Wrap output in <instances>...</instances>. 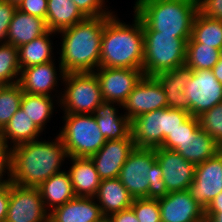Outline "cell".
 <instances>
[{"instance_id":"obj_1","label":"cell","mask_w":222,"mask_h":222,"mask_svg":"<svg viewBox=\"0 0 222 222\" xmlns=\"http://www.w3.org/2000/svg\"><path fill=\"white\" fill-rule=\"evenodd\" d=\"M34 140L12 148V182L25 187H39L61 169L68 154L59 135L55 139ZM51 141V142H50Z\"/></svg>"},{"instance_id":"obj_2","label":"cell","mask_w":222,"mask_h":222,"mask_svg":"<svg viewBox=\"0 0 222 222\" xmlns=\"http://www.w3.org/2000/svg\"><path fill=\"white\" fill-rule=\"evenodd\" d=\"M132 24L116 14L104 16L100 67L143 70L144 32L141 19L134 13Z\"/></svg>"},{"instance_id":"obj_3","label":"cell","mask_w":222,"mask_h":222,"mask_svg":"<svg viewBox=\"0 0 222 222\" xmlns=\"http://www.w3.org/2000/svg\"><path fill=\"white\" fill-rule=\"evenodd\" d=\"M104 16L86 17L61 34L58 58L65 73L94 72L100 67Z\"/></svg>"},{"instance_id":"obj_4","label":"cell","mask_w":222,"mask_h":222,"mask_svg":"<svg viewBox=\"0 0 222 222\" xmlns=\"http://www.w3.org/2000/svg\"><path fill=\"white\" fill-rule=\"evenodd\" d=\"M134 13L141 19L143 30H154L187 41L198 12L197 0H136Z\"/></svg>"},{"instance_id":"obj_5","label":"cell","mask_w":222,"mask_h":222,"mask_svg":"<svg viewBox=\"0 0 222 222\" xmlns=\"http://www.w3.org/2000/svg\"><path fill=\"white\" fill-rule=\"evenodd\" d=\"M154 148L135 147L121 168L119 179L134 198L160 199L168 194Z\"/></svg>"},{"instance_id":"obj_6","label":"cell","mask_w":222,"mask_h":222,"mask_svg":"<svg viewBox=\"0 0 222 222\" xmlns=\"http://www.w3.org/2000/svg\"><path fill=\"white\" fill-rule=\"evenodd\" d=\"M144 32V76H155L185 65L187 40L154 30Z\"/></svg>"},{"instance_id":"obj_7","label":"cell","mask_w":222,"mask_h":222,"mask_svg":"<svg viewBox=\"0 0 222 222\" xmlns=\"http://www.w3.org/2000/svg\"><path fill=\"white\" fill-rule=\"evenodd\" d=\"M59 137L68 157L90 158L105 144L93 114H64Z\"/></svg>"},{"instance_id":"obj_8","label":"cell","mask_w":222,"mask_h":222,"mask_svg":"<svg viewBox=\"0 0 222 222\" xmlns=\"http://www.w3.org/2000/svg\"><path fill=\"white\" fill-rule=\"evenodd\" d=\"M61 83L65 89L58 106L63 114H93L104 101L94 72L65 73Z\"/></svg>"},{"instance_id":"obj_9","label":"cell","mask_w":222,"mask_h":222,"mask_svg":"<svg viewBox=\"0 0 222 222\" xmlns=\"http://www.w3.org/2000/svg\"><path fill=\"white\" fill-rule=\"evenodd\" d=\"M190 115L199 117L222 102V84L212 70H192L191 80L184 88Z\"/></svg>"},{"instance_id":"obj_10","label":"cell","mask_w":222,"mask_h":222,"mask_svg":"<svg viewBox=\"0 0 222 222\" xmlns=\"http://www.w3.org/2000/svg\"><path fill=\"white\" fill-rule=\"evenodd\" d=\"M49 214L37 187L10 183L9 206L5 222H49Z\"/></svg>"},{"instance_id":"obj_11","label":"cell","mask_w":222,"mask_h":222,"mask_svg":"<svg viewBox=\"0 0 222 222\" xmlns=\"http://www.w3.org/2000/svg\"><path fill=\"white\" fill-rule=\"evenodd\" d=\"M190 195L205 210L222 192V150L195 166V175L188 188Z\"/></svg>"},{"instance_id":"obj_12","label":"cell","mask_w":222,"mask_h":222,"mask_svg":"<svg viewBox=\"0 0 222 222\" xmlns=\"http://www.w3.org/2000/svg\"><path fill=\"white\" fill-rule=\"evenodd\" d=\"M162 108H167L166 93L154 76H143L122 105L130 121Z\"/></svg>"},{"instance_id":"obj_13","label":"cell","mask_w":222,"mask_h":222,"mask_svg":"<svg viewBox=\"0 0 222 222\" xmlns=\"http://www.w3.org/2000/svg\"><path fill=\"white\" fill-rule=\"evenodd\" d=\"M94 73L98 78L103 100L120 105H123L144 76L143 70L129 68L99 67Z\"/></svg>"},{"instance_id":"obj_14","label":"cell","mask_w":222,"mask_h":222,"mask_svg":"<svg viewBox=\"0 0 222 222\" xmlns=\"http://www.w3.org/2000/svg\"><path fill=\"white\" fill-rule=\"evenodd\" d=\"M58 62L59 68L56 67L54 61H50L21 69L18 84L21 86L22 91L33 95L56 97L60 100L62 92L56 89L59 87L58 80H63L65 72L61 67L60 61ZM56 70L60 73L57 74ZM54 87H56V89ZM53 92L59 95H54L52 94Z\"/></svg>"},{"instance_id":"obj_15","label":"cell","mask_w":222,"mask_h":222,"mask_svg":"<svg viewBox=\"0 0 222 222\" xmlns=\"http://www.w3.org/2000/svg\"><path fill=\"white\" fill-rule=\"evenodd\" d=\"M156 161L163 171L162 179L168 193L188 190L195 175V164L187 161L178 152L155 148Z\"/></svg>"},{"instance_id":"obj_16","label":"cell","mask_w":222,"mask_h":222,"mask_svg":"<svg viewBox=\"0 0 222 222\" xmlns=\"http://www.w3.org/2000/svg\"><path fill=\"white\" fill-rule=\"evenodd\" d=\"M161 222H206L205 209L188 190L170 192L158 199Z\"/></svg>"},{"instance_id":"obj_17","label":"cell","mask_w":222,"mask_h":222,"mask_svg":"<svg viewBox=\"0 0 222 222\" xmlns=\"http://www.w3.org/2000/svg\"><path fill=\"white\" fill-rule=\"evenodd\" d=\"M134 148L132 134L124 139L107 140L99 151L90 157L99 178H119L121 168Z\"/></svg>"},{"instance_id":"obj_18","label":"cell","mask_w":222,"mask_h":222,"mask_svg":"<svg viewBox=\"0 0 222 222\" xmlns=\"http://www.w3.org/2000/svg\"><path fill=\"white\" fill-rule=\"evenodd\" d=\"M131 134L137 148H158L166 138V108L140 115L131 121Z\"/></svg>"},{"instance_id":"obj_19","label":"cell","mask_w":222,"mask_h":222,"mask_svg":"<svg viewBox=\"0 0 222 222\" xmlns=\"http://www.w3.org/2000/svg\"><path fill=\"white\" fill-rule=\"evenodd\" d=\"M104 218L94 197H75L49 214V222H101Z\"/></svg>"},{"instance_id":"obj_20","label":"cell","mask_w":222,"mask_h":222,"mask_svg":"<svg viewBox=\"0 0 222 222\" xmlns=\"http://www.w3.org/2000/svg\"><path fill=\"white\" fill-rule=\"evenodd\" d=\"M117 108L122 110V105L116 102L103 101L93 113L99 130L106 141L124 139L131 134V121L125 114H120Z\"/></svg>"},{"instance_id":"obj_21","label":"cell","mask_w":222,"mask_h":222,"mask_svg":"<svg viewBox=\"0 0 222 222\" xmlns=\"http://www.w3.org/2000/svg\"><path fill=\"white\" fill-rule=\"evenodd\" d=\"M192 70L186 65L161 72L154 77L166 93L167 107L188 111V101L184 94L186 84L191 80Z\"/></svg>"},{"instance_id":"obj_22","label":"cell","mask_w":222,"mask_h":222,"mask_svg":"<svg viewBox=\"0 0 222 222\" xmlns=\"http://www.w3.org/2000/svg\"><path fill=\"white\" fill-rule=\"evenodd\" d=\"M71 161L69 175L76 197H94L100 186L101 179L91 158L68 157Z\"/></svg>"},{"instance_id":"obj_23","label":"cell","mask_w":222,"mask_h":222,"mask_svg":"<svg viewBox=\"0 0 222 222\" xmlns=\"http://www.w3.org/2000/svg\"><path fill=\"white\" fill-rule=\"evenodd\" d=\"M94 199L105 218L130 208L134 200L119 178L101 180Z\"/></svg>"},{"instance_id":"obj_24","label":"cell","mask_w":222,"mask_h":222,"mask_svg":"<svg viewBox=\"0 0 222 222\" xmlns=\"http://www.w3.org/2000/svg\"><path fill=\"white\" fill-rule=\"evenodd\" d=\"M48 31L45 19L16 9L9 25L7 44L19 48Z\"/></svg>"},{"instance_id":"obj_25","label":"cell","mask_w":222,"mask_h":222,"mask_svg":"<svg viewBox=\"0 0 222 222\" xmlns=\"http://www.w3.org/2000/svg\"><path fill=\"white\" fill-rule=\"evenodd\" d=\"M37 188L49 212L76 197L69 172L65 170L52 175Z\"/></svg>"},{"instance_id":"obj_26","label":"cell","mask_w":222,"mask_h":222,"mask_svg":"<svg viewBox=\"0 0 222 222\" xmlns=\"http://www.w3.org/2000/svg\"><path fill=\"white\" fill-rule=\"evenodd\" d=\"M222 147L201 127L175 151L195 165L215 156Z\"/></svg>"},{"instance_id":"obj_27","label":"cell","mask_w":222,"mask_h":222,"mask_svg":"<svg viewBox=\"0 0 222 222\" xmlns=\"http://www.w3.org/2000/svg\"><path fill=\"white\" fill-rule=\"evenodd\" d=\"M86 17L72 0H48L46 25L48 30L58 33L81 22Z\"/></svg>"},{"instance_id":"obj_28","label":"cell","mask_w":222,"mask_h":222,"mask_svg":"<svg viewBox=\"0 0 222 222\" xmlns=\"http://www.w3.org/2000/svg\"><path fill=\"white\" fill-rule=\"evenodd\" d=\"M57 33L48 30L45 34L25 43L18 48L21 69L55 61L51 37Z\"/></svg>"},{"instance_id":"obj_29","label":"cell","mask_w":222,"mask_h":222,"mask_svg":"<svg viewBox=\"0 0 222 222\" xmlns=\"http://www.w3.org/2000/svg\"><path fill=\"white\" fill-rule=\"evenodd\" d=\"M41 133L26 113L19 108L0 132V137L13 148L23 143L38 140Z\"/></svg>"},{"instance_id":"obj_30","label":"cell","mask_w":222,"mask_h":222,"mask_svg":"<svg viewBox=\"0 0 222 222\" xmlns=\"http://www.w3.org/2000/svg\"><path fill=\"white\" fill-rule=\"evenodd\" d=\"M53 100L58 101L56 104L59 103V100H56L55 97L23 92L20 108L41 132L46 129V125L54 113L55 102Z\"/></svg>"},{"instance_id":"obj_31","label":"cell","mask_w":222,"mask_h":222,"mask_svg":"<svg viewBox=\"0 0 222 222\" xmlns=\"http://www.w3.org/2000/svg\"><path fill=\"white\" fill-rule=\"evenodd\" d=\"M191 37L203 45H207L218 50L222 46V21L203 16L196 13Z\"/></svg>"},{"instance_id":"obj_32","label":"cell","mask_w":222,"mask_h":222,"mask_svg":"<svg viewBox=\"0 0 222 222\" xmlns=\"http://www.w3.org/2000/svg\"><path fill=\"white\" fill-rule=\"evenodd\" d=\"M220 59V50L197 43L192 37L187 41L185 65L191 70H212Z\"/></svg>"},{"instance_id":"obj_33","label":"cell","mask_w":222,"mask_h":222,"mask_svg":"<svg viewBox=\"0 0 222 222\" xmlns=\"http://www.w3.org/2000/svg\"><path fill=\"white\" fill-rule=\"evenodd\" d=\"M20 71L18 48L10 44H0V85L18 83Z\"/></svg>"},{"instance_id":"obj_34","label":"cell","mask_w":222,"mask_h":222,"mask_svg":"<svg viewBox=\"0 0 222 222\" xmlns=\"http://www.w3.org/2000/svg\"><path fill=\"white\" fill-rule=\"evenodd\" d=\"M23 91L16 83L0 85V132L20 108Z\"/></svg>"},{"instance_id":"obj_35","label":"cell","mask_w":222,"mask_h":222,"mask_svg":"<svg viewBox=\"0 0 222 222\" xmlns=\"http://www.w3.org/2000/svg\"><path fill=\"white\" fill-rule=\"evenodd\" d=\"M199 127L198 117L190 115L178 128L164 139L161 148L175 151L179 146L193 137V134Z\"/></svg>"},{"instance_id":"obj_36","label":"cell","mask_w":222,"mask_h":222,"mask_svg":"<svg viewBox=\"0 0 222 222\" xmlns=\"http://www.w3.org/2000/svg\"><path fill=\"white\" fill-rule=\"evenodd\" d=\"M200 127L222 147V102L199 117Z\"/></svg>"},{"instance_id":"obj_37","label":"cell","mask_w":222,"mask_h":222,"mask_svg":"<svg viewBox=\"0 0 222 222\" xmlns=\"http://www.w3.org/2000/svg\"><path fill=\"white\" fill-rule=\"evenodd\" d=\"M131 208L139 222H161L160 206L157 199H134Z\"/></svg>"},{"instance_id":"obj_38","label":"cell","mask_w":222,"mask_h":222,"mask_svg":"<svg viewBox=\"0 0 222 222\" xmlns=\"http://www.w3.org/2000/svg\"><path fill=\"white\" fill-rule=\"evenodd\" d=\"M85 17L111 16L115 12L109 11L105 0H72ZM107 7V8H105ZM112 11V12H111Z\"/></svg>"},{"instance_id":"obj_39","label":"cell","mask_w":222,"mask_h":222,"mask_svg":"<svg viewBox=\"0 0 222 222\" xmlns=\"http://www.w3.org/2000/svg\"><path fill=\"white\" fill-rule=\"evenodd\" d=\"M12 148L0 137V186L10 184L11 179ZM7 176L6 179L4 176Z\"/></svg>"},{"instance_id":"obj_40","label":"cell","mask_w":222,"mask_h":222,"mask_svg":"<svg viewBox=\"0 0 222 222\" xmlns=\"http://www.w3.org/2000/svg\"><path fill=\"white\" fill-rule=\"evenodd\" d=\"M17 7L6 0H0V44H7L9 25Z\"/></svg>"},{"instance_id":"obj_41","label":"cell","mask_w":222,"mask_h":222,"mask_svg":"<svg viewBox=\"0 0 222 222\" xmlns=\"http://www.w3.org/2000/svg\"><path fill=\"white\" fill-rule=\"evenodd\" d=\"M48 0H23L18 10L46 20Z\"/></svg>"},{"instance_id":"obj_42","label":"cell","mask_w":222,"mask_h":222,"mask_svg":"<svg viewBox=\"0 0 222 222\" xmlns=\"http://www.w3.org/2000/svg\"><path fill=\"white\" fill-rule=\"evenodd\" d=\"M197 2L200 14L222 21V0H197Z\"/></svg>"},{"instance_id":"obj_43","label":"cell","mask_w":222,"mask_h":222,"mask_svg":"<svg viewBox=\"0 0 222 222\" xmlns=\"http://www.w3.org/2000/svg\"><path fill=\"white\" fill-rule=\"evenodd\" d=\"M188 111L182 109L166 108V137L178 128L188 117Z\"/></svg>"},{"instance_id":"obj_44","label":"cell","mask_w":222,"mask_h":222,"mask_svg":"<svg viewBox=\"0 0 222 222\" xmlns=\"http://www.w3.org/2000/svg\"><path fill=\"white\" fill-rule=\"evenodd\" d=\"M206 222H222V192H220L205 210Z\"/></svg>"},{"instance_id":"obj_45","label":"cell","mask_w":222,"mask_h":222,"mask_svg":"<svg viewBox=\"0 0 222 222\" xmlns=\"http://www.w3.org/2000/svg\"><path fill=\"white\" fill-rule=\"evenodd\" d=\"M10 198V184L0 186V222H5Z\"/></svg>"},{"instance_id":"obj_46","label":"cell","mask_w":222,"mask_h":222,"mask_svg":"<svg viewBox=\"0 0 222 222\" xmlns=\"http://www.w3.org/2000/svg\"><path fill=\"white\" fill-rule=\"evenodd\" d=\"M110 222H139L132 208H127L107 217Z\"/></svg>"},{"instance_id":"obj_47","label":"cell","mask_w":222,"mask_h":222,"mask_svg":"<svg viewBox=\"0 0 222 222\" xmlns=\"http://www.w3.org/2000/svg\"><path fill=\"white\" fill-rule=\"evenodd\" d=\"M212 72L217 80L222 84V59L220 58L216 65L212 68Z\"/></svg>"},{"instance_id":"obj_48","label":"cell","mask_w":222,"mask_h":222,"mask_svg":"<svg viewBox=\"0 0 222 222\" xmlns=\"http://www.w3.org/2000/svg\"><path fill=\"white\" fill-rule=\"evenodd\" d=\"M8 2H10L11 4H14L16 7H18L23 0H6Z\"/></svg>"},{"instance_id":"obj_49","label":"cell","mask_w":222,"mask_h":222,"mask_svg":"<svg viewBox=\"0 0 222 222\" xmlns=\"http://www.w3.org/2000/svg\"><path fill=\"white\" fill-rule=\"evenodd\" d=\"M101 222H110L108 218H104Z\"/></svg>"},{"instance_id":"obj_50","label":"cell","mask_w":222,"mask_h":222,"mask_svg":"<svg viewBox=\"0 0 222 222\" xmlns=\"http://www.w3.org/2000/svg\"><path fill=\"white\" fill-rule=\"evenodd\" d=\"M220 58L222 59V46H221V49H220Z\"/></svg>"}]
</instances>
